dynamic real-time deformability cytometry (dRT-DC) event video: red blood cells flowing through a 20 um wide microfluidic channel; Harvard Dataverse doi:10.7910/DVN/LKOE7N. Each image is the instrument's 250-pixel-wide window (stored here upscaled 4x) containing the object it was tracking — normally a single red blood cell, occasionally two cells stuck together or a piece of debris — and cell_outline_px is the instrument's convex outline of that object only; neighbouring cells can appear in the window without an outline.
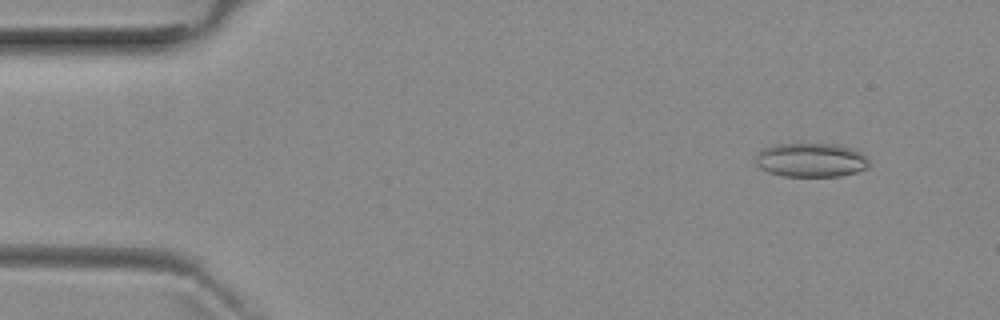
{"species": "common noctule bat (a hibernating species)", "species_latin": "Nyctalus noctula", "temperature_condition": "room temperature", "stored_images_in_passage": 5, "camera_frame_rate_fps": 3000, "um_per_image_px": 0.085, "animal": {"sex": "female", "body_mass_g": 29.2, "forearm_length_mm": 56.3}, "frame": {"image": 1, "passage_image": 2, "time_ms": 1.0, "image_size_px": [1000, 320], "cell_outline_px": [[868, 168], [856, 172], [840, 176], [784, 176], [768, 172], [760, 168], [756, 164], [756, 152], [764, 148], [776, 144], [836, 144], [852, 148], [860, 152], [868, 160]], "centroid_in_image_um": [68.91, 13.6], "position_along_channel_um": 16.1, "area_um2": 22.48}}